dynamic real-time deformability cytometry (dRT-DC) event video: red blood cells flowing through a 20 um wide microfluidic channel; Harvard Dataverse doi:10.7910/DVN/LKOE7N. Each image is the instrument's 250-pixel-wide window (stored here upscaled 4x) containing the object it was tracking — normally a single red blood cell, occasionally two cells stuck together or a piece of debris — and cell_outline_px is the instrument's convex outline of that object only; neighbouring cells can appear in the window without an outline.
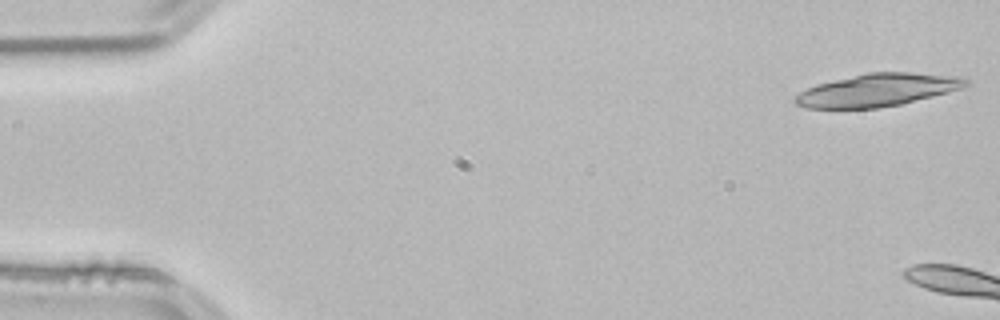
{"species": "common noctule bat (a hibernating species)", "species_latin": "Nyctalus noctula", "temperature_condition": "room temperature", "stored_images_in_passage": 10, "camera_frame_rate_fps": 3000, "um_per_image_px": 0.085, "animal": {"sex": "male", "body_mass_g": 21.5, "forearm_length_mm": 52.0}, "frame": {"image": 1, "passage_image": 1, "time_ms": 0.0, "image_size_px": [1000, 320], "cell_outline_px": [[968, 84], [960, 88], [948, 92], [900, 104], [876, 108], [808, 108], [796, 104], [792, 100], [792, 96], [816, 84], [868, 72], [908, 72], [940, 76], [968, 80]], "centroid_in_image_um": [74.44, 7.67], "position_along_channel_um": 10.6, "area_um2": 31.73}}